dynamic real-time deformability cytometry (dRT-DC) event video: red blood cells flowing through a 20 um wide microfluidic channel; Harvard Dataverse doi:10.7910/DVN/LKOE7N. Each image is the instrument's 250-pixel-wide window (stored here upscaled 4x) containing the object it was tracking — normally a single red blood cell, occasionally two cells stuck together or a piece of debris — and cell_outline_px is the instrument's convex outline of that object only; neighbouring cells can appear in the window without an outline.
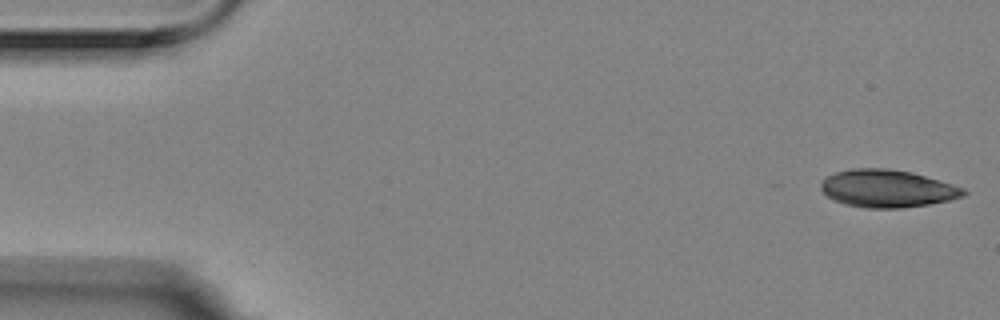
{"species": "Egyptian fruit bat (a non-hibernating species)", "species_latin": "Rousettus aegyptiacus", "temperature_condition": "room temperature", "stored_images_in_passage": 45, "camera_frame_rate_fps": 3000, "um_per_image_px": 0.085, "animal": {"sex": "female"}, "frame": {"image": 1, "passage_image": 1, "time_ms": 0.0, "image_size_px": [1000, 320], "cell_outline_px": [[968, 192], [964, 196], [948, 200], [928, 204], [900, 208], [864, 208], [844, 204], [832, 200], [820, 188], [820, 184], [828, 176], [836, 172], [852, 168], [888, 168], [912, 172], [952, 184], [964, 188]], "centroid_in_image_um": [75.41, 16.02], "position_along_channel_um": 9.6, "area_um2": 31.21}}
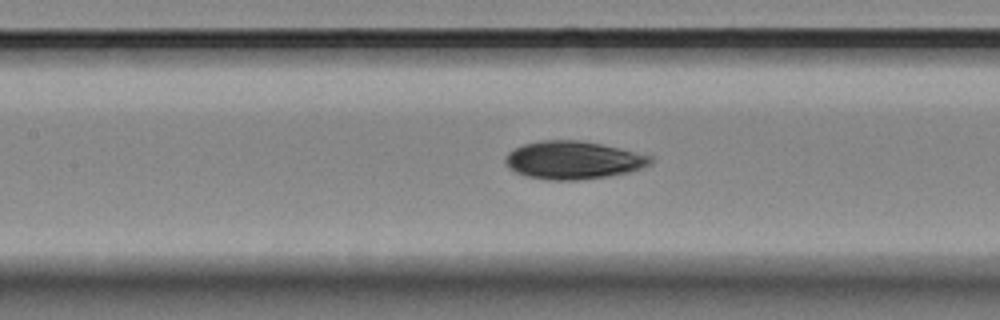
{"frame": {"image": 2, "passage_image": 24, "time_ms": 7.667, "image_size_px": [1000, 320], "cell_outline_px": [[652, 164], [628, 172], [608, 176], [576, 180], [552, 180], [524, 176], [508, 168], [504, 160], [504, 156], [508, 152], [524, 144], [540, 140], [580, 140], [600, 144], [652, 156]], "centroid_in_image_um": [48.67, 13.61], "position_along_channel_um": 158.7, "area_um2": 31.96}}
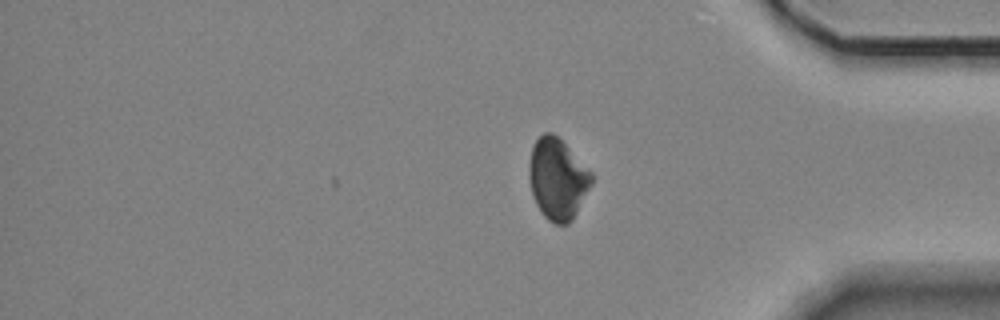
{"frame": {"image": 3, "passage_image": 45, "time_ms": 14.667, "image_size_px": [1000, 320], "cell_outline_px": [[592, 184], [572, 220], [568, 224], [556, 224], [548, 220], [544, 216], [536, 204], [532, 196], [528, 176], [528, 164], [532, 144], [544, 132], [552, 132], [592, 172]], "centroid_in_image_um": [47.36, 15.22], "position_along_channel_um": 387.8, "area_um2": 29.48}}